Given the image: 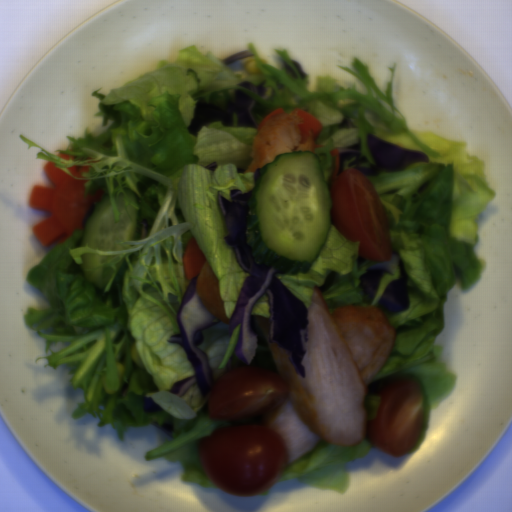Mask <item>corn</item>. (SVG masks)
Segmentation results:
<instances>
[{
	"label": "corn",
	"mask_w": 512,
	"mask_h": 512,
	"mask_svg": "<svg viewBox=\"0 0 512 512\" xmlns=\"http://www.w3.org/2000/svg\"><path fill=\"white\" fill-rule=\"evenodd\" d=\"M241 66H242L243 70L245 72H247L248 74H252V75L260 74V70L257 66L256 59L253 55L249 56V57L242 58Z\"/></svg>",
	"instance_id": "51d56268"
},
{
	"label": "corn",
	"mask_w": 512,
	"mask_h": 512,
	"mask_svg": "<svg viewBox=\"0 0 512 512\" xmlns=\"http://www.w3.org/2000/svg\"><path fill=\"white\" fill-rule=\"evenodd\" d=\"M259 58H260L261 63H263L265 65L270 63L268 58H264V57H259Z\"/></svg>",
	"instance_id": "f1292c28"
}]
</instances>
